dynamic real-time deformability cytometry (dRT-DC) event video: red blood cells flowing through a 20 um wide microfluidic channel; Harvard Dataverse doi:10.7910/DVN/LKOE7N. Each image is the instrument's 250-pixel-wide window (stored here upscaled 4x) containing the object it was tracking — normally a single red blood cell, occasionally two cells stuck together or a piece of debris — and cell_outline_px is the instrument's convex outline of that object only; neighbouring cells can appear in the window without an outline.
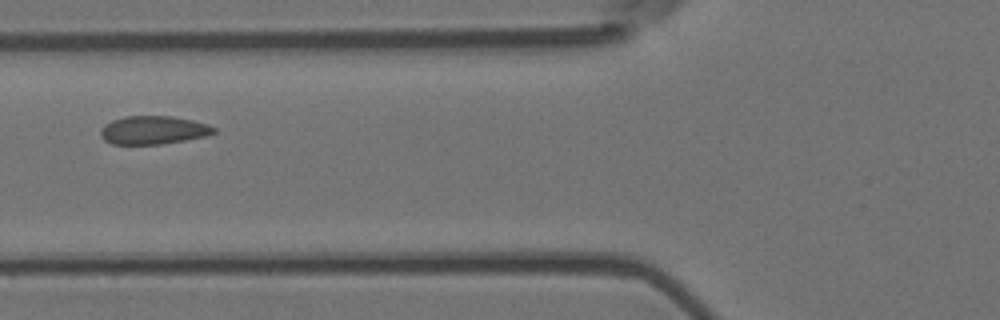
{"species": "Egyptian fruit bat (a non-hibernating species)", "species_latin": "Rousettus aegyptiacus", "temperature_condition": "room temperature", "stored_images_in_passage": 8, "camera_frame_rate_fps": 3000, "um_per_image_px": 0.085, "animal": {"sex": "female"}, "frame": {"image": 1, "passage_image": 5, "time_ms": 1.333, "image_size_px": [1000, 320], "cell_outline_px": [[216, 132], [204, 136], [184, 140], [160, 144], [112, 144], [104, 140], [100, 136], [100, 128], [104, 124], [112, 120], [124, 116], [172, 116], [192, 120], [208, 124], [216, 128]], "centroid_in_image_um": [12.99, 11.05], "position_along_channel_um": 112.8, "area_um2": 18.73}}
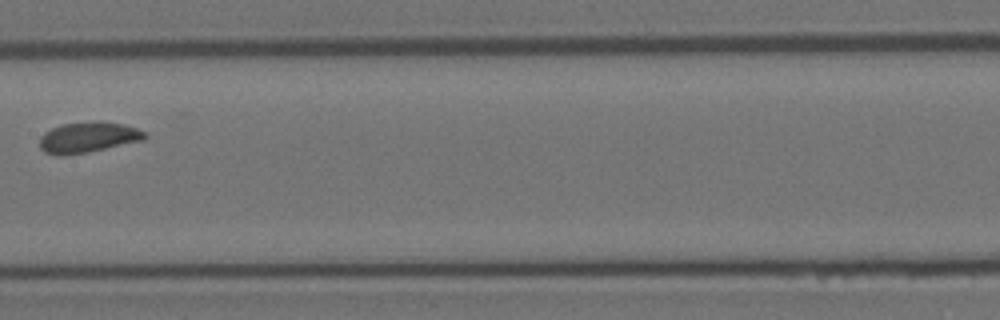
{"frame": {"image": 2, "passage_image": 7, "time_ms": 2.0, "image_size_px": [1000, 320], "cell_outline_px": [[148, 136], [144, 140], [88, 152], [64, 156], [56, 156], [44, 152], [40, 148], [40, 136], [44, 132], [60, 124], [92, 120], [100, 120], [120, 124], [136, 128], [148, 132]], "centroid_in_image_um": [7.47, 11.66], "position_along_channel_um": 199.9, "area_um2": 19.19}}
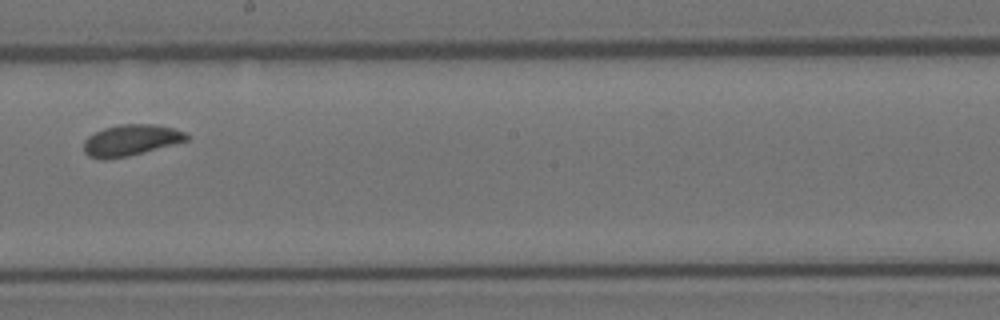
{"frame": {"image": 3, "passage_image": 8, "time_ms": 2.333, "image_size_px": [1000, 320], "cell_outline_px": [[188, 140], [128, 156], [104, 160], [100, 160], [88, 156], [84, 152], [84, 140], [88, 136], [104, 128], [120, 124], [156, 124], [172, 128], [184, 132], [188, 136]], "centroid_in_image_um": [11.07, 11.92], "position_along_channel_um": 237.1, "area_um2": 18.55}}